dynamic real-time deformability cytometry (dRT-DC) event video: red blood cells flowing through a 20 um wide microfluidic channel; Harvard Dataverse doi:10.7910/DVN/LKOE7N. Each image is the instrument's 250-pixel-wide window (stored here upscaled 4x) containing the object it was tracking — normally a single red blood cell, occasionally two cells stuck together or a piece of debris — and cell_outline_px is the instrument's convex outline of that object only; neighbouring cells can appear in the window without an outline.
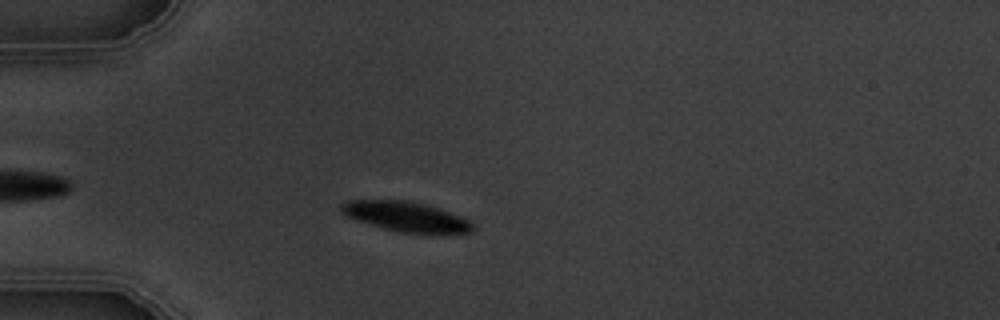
{"species": "common noctule bat (a hibernating species)", "species_latin": "Nyctalus noctula", "temperature_condition": "warm", "stored_images_in_passage": 3, "camera_frame_rate_fps": 3000, "um_per_image_px": 0.085, "animal": {"sex": "male", "body_mass_g": 19.5, "forearm_length_mm": 54.6}, "frame": {"image": 1, "passage_image": 3, "time_ms": 2.333, "image_size_px": [1000, 320], "cell_outline_px": [[476, 228], [472, 232], [428, 236], [396, 232], [356, 220], [340, 212], [340, 204], [348, 200], [408, 200], [424, 204], [472, 220]], "centroid_in_image_um": [34.58, 18.46], "position_along_channel_um": 50.4, "area_um2": 23.7}}